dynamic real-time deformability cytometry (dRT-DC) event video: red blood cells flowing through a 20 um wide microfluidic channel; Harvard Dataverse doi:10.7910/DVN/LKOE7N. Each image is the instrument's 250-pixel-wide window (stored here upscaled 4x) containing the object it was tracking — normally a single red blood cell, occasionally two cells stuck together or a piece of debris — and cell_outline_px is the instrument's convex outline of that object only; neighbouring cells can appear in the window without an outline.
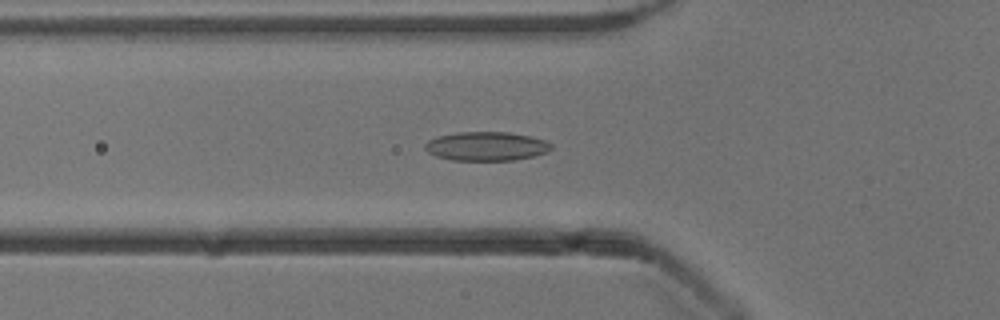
{"species": "common noctule bat (a hibernating species)", "species_latin": "Nyctalus noctula", "temperature_condition": "cold", "stored_images_in_passage": 36, "camera_frame_rate_fps": 3000, "um_per_image_px": 0.085, "animal": {"sex": "male", "body_mass_g": 13.3}, "frame": {"image": 1, "passage_image": 2, "time_ms": 0.333, "image_size_px": [1000, 320], "cell_outline_px": [[552, 148], [548, 152], [532, 156], [512, 160], [452, 160], [436, 156], [428, 152], [424, 148], [424, 144], [428, 140], [440, 136], [456, 132], [508, 132], [532, 136], [544, 140], [552, 144]], "centroid_in_image_um": [41.34, 12.42], "position_along_channel_um": 84.5, "area_um2": 21.27}}
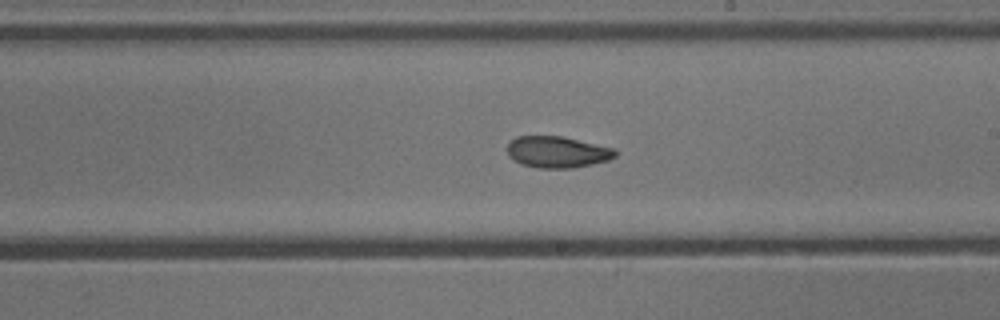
{"frame": {"image": 2, "passage_image": 14, "time_ms": 4.333, "image_size_px": [1000, 320], "cell_outline_px": [[616, 156], [608, 160], [592, 164], [572, 168], [536, 168], [520, 164], [508, 156], [508, 144], [516, 136], [564, 136], [616, 148]], "centroid_in_image_um": [47.38, 12.92], "position_along_channel_um": 241.6, "area_um2": 20.0}}
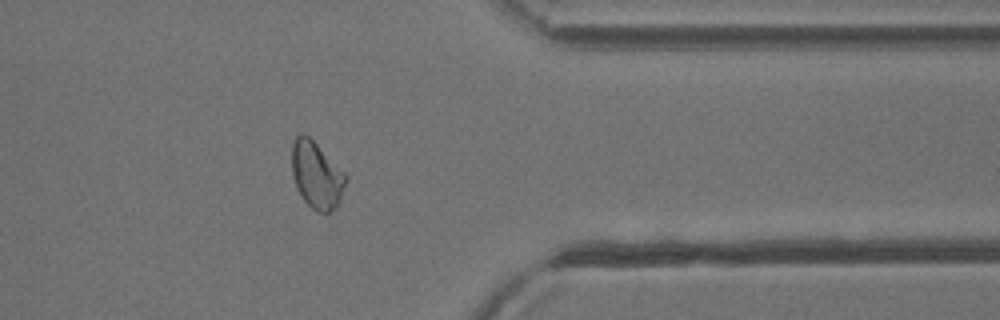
{"frame": {"image": 3, "passage_image": 26, "time_ms": 8.333, "image_size_px": [1000, 320], "cell_outline_px": [[348, 176], [340, 200], [328, 212], [316, 212], [304, 200], [296, 188], [292, 172], [292, 144], [296, 136], [300, 132], [304, 132]], "centroid_in_image_um": [26.89, 14.86], "position_along_channel_um": 384.5, "area_um2": 20.69}, "authors_computed_cell_mechanics": {"area_um2": 20.3745, "velocity_mm_per_s": 3.9049, "shape_relaxation_time_tau1_ms": 4.8524, "shape_relaxation_time_tau2_ms": 2.3979, "deformation_change_tau1": 0.108, "deformation_change_tau2": 0.0756}}